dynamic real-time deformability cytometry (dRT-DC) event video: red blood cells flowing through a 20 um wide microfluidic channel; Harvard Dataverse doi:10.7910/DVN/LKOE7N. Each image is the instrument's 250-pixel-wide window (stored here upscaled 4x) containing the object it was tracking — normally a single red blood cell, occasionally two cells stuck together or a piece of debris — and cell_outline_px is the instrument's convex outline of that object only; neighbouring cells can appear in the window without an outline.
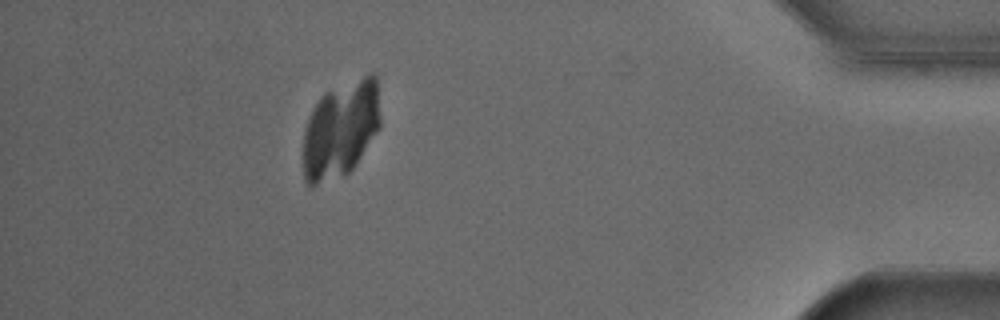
{"species": "Egyptian fruit bat (a non-hibernating species)", "species_latin": "Rousettus aegyptiacus", "temperature_condition": "cold", "stored_images_in_passage": 52, "camera_frame_rate_fps": 3000, "um_per_image_px": 0.085, "animal": {"sex": "male"}, "frame": {"image": 1, "passage_image": 47, "time_ms": 15.333, "image_size_px": [1000, 320], "cell_outline_px": [[380, 128], [356, 164], [348, 172], [316, 184], [308, 184], [304, 180], [304, 128], [312, 108], [320, 96], [324, 92], [368, 72], [372, 72], [376, 76], [380, 116]], "centroid_in_image_um": [28.97, 10.92], "position_along_channel_um": 406.2, "area_um2": 43.58}}